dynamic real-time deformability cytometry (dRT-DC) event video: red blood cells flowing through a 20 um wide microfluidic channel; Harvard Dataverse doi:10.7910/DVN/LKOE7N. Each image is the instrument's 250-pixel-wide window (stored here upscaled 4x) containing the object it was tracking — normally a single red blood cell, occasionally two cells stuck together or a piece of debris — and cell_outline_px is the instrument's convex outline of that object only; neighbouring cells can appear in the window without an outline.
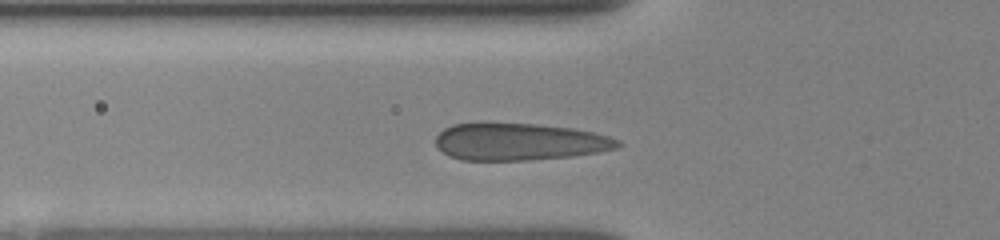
{"species": "human", "species_latin": "Homo sapiens", "temperature_condition": "room temperature", "stored_images_in_passage": 6, "camera_frame_rate_fps": 3000, "um_per_image_px": 0.085, "donor": {"sex": "female"}, "frame": {"image": 1, "passage_image": 6, "time_ms": 2.667, "image_size_px": [1000, 240], "cell_outline_px": [[624, 144], [616, 148], [596, 152], [572, 156], [528, 160], [460, 160], [448, 156], [436, 148], [436, 136], [444, 128], [452, 124], [536, 124], [572, 128], [592, 132], [608, 136], [620, 140]], "centroid_in_image_um": [44.13, 12.06], "position_along_channel_um": 81.7, "area_um2": 39.25}}